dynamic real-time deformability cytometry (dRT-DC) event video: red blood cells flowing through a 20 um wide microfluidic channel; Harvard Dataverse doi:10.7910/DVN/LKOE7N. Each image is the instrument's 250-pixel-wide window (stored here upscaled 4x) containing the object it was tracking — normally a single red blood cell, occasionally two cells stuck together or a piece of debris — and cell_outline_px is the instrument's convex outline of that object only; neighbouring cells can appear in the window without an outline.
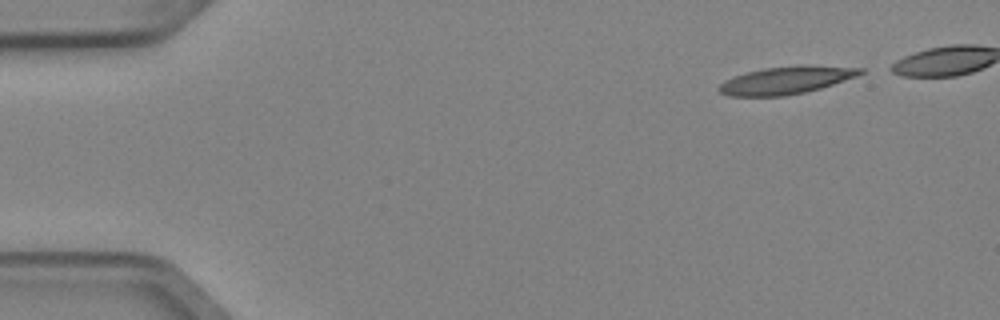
{"species": "Egyptian fruit bat (a non-hibernating species)", "species_latin": "Rousettus aegyptiacus", "temperature_condition": "cold", "stored_images_in_passage": 5, "camera_frame_rate_fps": 3000, "um_per_image_px": 0.085, "animal": {"sex": "female"}, "frame": {"image": 1, "passage_image": 1, "time_ms": 0.0, "image_size_px": [1000, 320], "cell_outline_px": [[864, 72], [856, 76], [820, 88], [804, 92], [784, 96], [728, 96], [720, 92], [716, 88], [724, 80], [748, 72], [764, 68], [796, 64], [812, 64], [864, 68]], "centroid_in_image_um": [66.83, 6.8], "position_along_channel_um": 18.2, "area_um2": 22.89}}
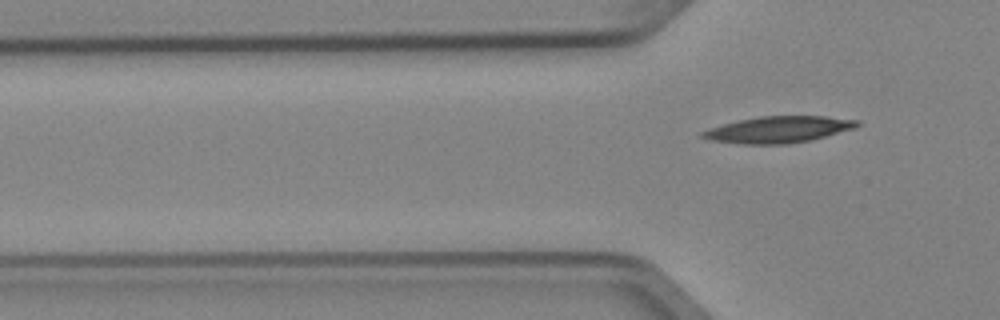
{"frame": {"image": 2, "passage_image": 5, "time_ms": 1.333, "image_size_px": [1000, 320], "cell_outline_px": [[860, 124], [856, 128], [808, 140], [788, 144], [744, 144], [712, 140], [700, 136], [700, 132], [708, 128], [740, 120], [760, 116], [824, 116], [860, 120]], "centroid_in_image_um": [66.18, 11.0], "position_along_channel_um": 59.6, "area_um2": 23.64}}